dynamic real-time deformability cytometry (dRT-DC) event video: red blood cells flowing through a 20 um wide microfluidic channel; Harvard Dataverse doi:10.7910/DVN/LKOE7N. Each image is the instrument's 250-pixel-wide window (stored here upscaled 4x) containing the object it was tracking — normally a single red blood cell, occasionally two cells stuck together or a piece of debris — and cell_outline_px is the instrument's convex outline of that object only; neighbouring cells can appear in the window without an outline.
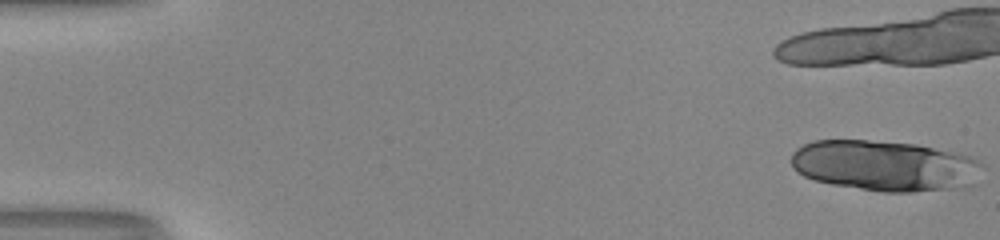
{"species": "human", "species_latin": "Homo sapiens", "temperature_condition": "room temperature", "stored_images_in_passage": 14, "camera_frame_rate_fps": 3000, "um_per_image_px": 0.085, "donor": {"sex": "male"}, "frame": {"image": 1, "passage_image": 1, "time_ms": 0.0, "image_size_px": [1000, 240], "cell_outline_px": [[984, 168], [960, 184], [952, 188], [912, 192], [884, 192], [832, 184], [816, 180], [804, 176], [796, 172], [792, 168], [792, 152], [796, 148], [812, 140], [868, 140], [916, 144], [956, 152], [972, 156], [984, 164]], "centroid_in_image_um": [75.1, 14.05], "position_along_channel_um": 9.9, "area_um2": 55.78}}